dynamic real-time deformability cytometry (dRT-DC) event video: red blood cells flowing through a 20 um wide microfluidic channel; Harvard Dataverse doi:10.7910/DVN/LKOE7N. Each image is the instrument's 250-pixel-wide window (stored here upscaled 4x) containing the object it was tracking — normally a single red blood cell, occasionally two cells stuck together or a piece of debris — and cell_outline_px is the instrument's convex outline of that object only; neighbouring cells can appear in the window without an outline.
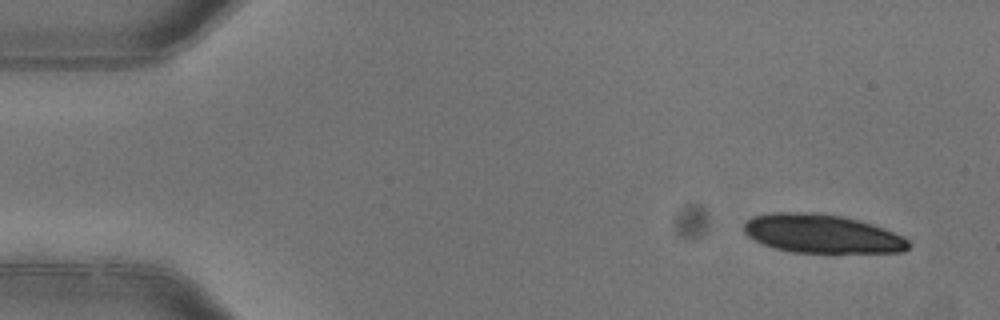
{"species": "common noctule bat (a hibernating species)", "species_latin": "Nyctalus noctula", "temperature_condition": "warm", "stored_images_in_passage": 5, "camera_frame_rate_fps": 3000, "um_per_image_px": 0.085, "animal": {"sex": "female"}, "frame": {"image": 1, "passage_image": 1, "time_ms": 0.0, "image_size_px": [1000, 320], "cell_outline_px": [[912, 244], [904, 252], [792, 252], [776, 248], [764, 244], [748, 236], [744, 232], [744, 220], [752, 216], [772, 212], [820, 212], [844, 216], [860, 220], [884, 228], [904, 236]], "centroid_in_image_um": [69.87, 19.84], "position_along_channel_um": 15.1, "area_um2": 37.4}}